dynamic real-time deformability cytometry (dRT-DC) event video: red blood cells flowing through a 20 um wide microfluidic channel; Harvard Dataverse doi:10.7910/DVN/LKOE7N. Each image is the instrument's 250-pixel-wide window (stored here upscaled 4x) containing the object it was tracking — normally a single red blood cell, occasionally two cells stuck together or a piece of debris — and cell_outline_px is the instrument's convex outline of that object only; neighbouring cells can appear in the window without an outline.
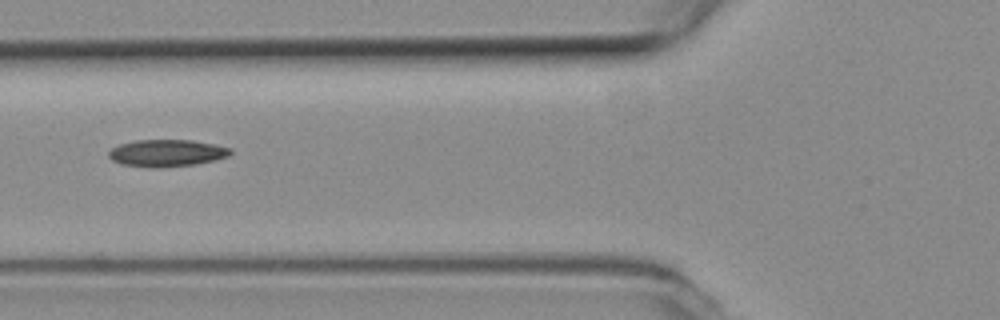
{"species": "common noctule bat (a hibernating species)", "species_latin": "Nyctalus noctula", "temperature_condition": "room temperature", "stored_images_in_passage": 6, "camera_frame_rate_fps": 3000, "um_per_image_px": 0.085, "animal": {"sex": "female", "body_mass_g": 19.3, "forearm_length_mm": 54.1}, "frame": {"image": 1, "passage_image": 6, "time_ms": 1.667, "image_size_px": [1000, 320], "cell_outline_px": [[232, 152], [228, 156], [216, 160], [196, 164], [160, 168], [152, 168], [120, 164], [112, 160], [108, 156], [108, 152], [112, 148], [120, 144], [136, 140], [192, 140], [216, 144], [232, 148]], "centroid_in_image_um": [14.19, 13.01], "position_along_channel_um": 111.6, "area_um2": 19.42}}